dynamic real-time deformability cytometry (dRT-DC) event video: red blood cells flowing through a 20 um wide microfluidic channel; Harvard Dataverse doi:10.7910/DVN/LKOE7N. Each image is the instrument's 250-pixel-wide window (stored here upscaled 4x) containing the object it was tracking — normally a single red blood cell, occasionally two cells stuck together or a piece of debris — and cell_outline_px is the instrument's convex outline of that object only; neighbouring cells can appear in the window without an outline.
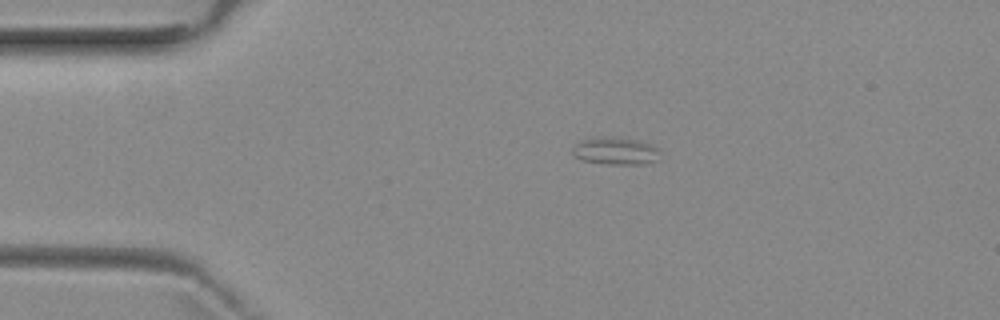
{"species": "common noctule bat (a hibernating species)", "species_latin": "Nyctalus noctula", "temperature_condition": "room temperature", "stored_images_in_passage": 4, "camera_frame_rate_fps": 3000, "um_per_image_px": 0.085, "animal": {"sex": "female", "body_mass_g": 29.2, "forearm_length_mm": 56.3}, "frame": {"image": 1, "passage_image": 3, "time_ms": 2.667, "image_size_px": [1000, 320], "cell_outline_px": [[660, 160], [648, 164], [608, 164], [580, 160], [572, 156], [572, 148], [580, 140], [604, 136], [636, 140], [652, 144], [660, 148]], "centroid_in_image_um": [52.35, 12.85], "position_along_channel_um": 32.6, "area_um2": 14.33}}